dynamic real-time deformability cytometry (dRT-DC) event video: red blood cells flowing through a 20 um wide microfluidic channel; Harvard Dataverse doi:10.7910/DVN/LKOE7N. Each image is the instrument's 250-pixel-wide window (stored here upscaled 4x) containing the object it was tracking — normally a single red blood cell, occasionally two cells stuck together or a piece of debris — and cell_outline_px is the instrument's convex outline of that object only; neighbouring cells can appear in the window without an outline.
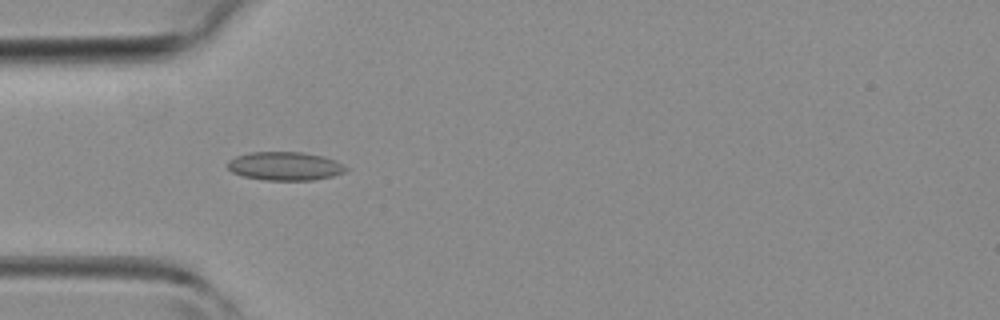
{"species": "common noctule bat (a hibernating species)", "species_latin": "Nyctalus noctula", "temperature_condition": "room temperature", "stored_images_in_passage": 42, "camera_frame_rate_fps": 3000, "um_per_image_px": 0.085, "animal": {"sex": "female", "body_mass_g": 19.3, "forearm_length_mm": 54.1}, "frame": {"image": 1, "passage_image": 12, "time_ms": 3.667, "image_size_px": [1000, 320], "cell_outline_px": [[348, 168], [344, 172], [332, 176], [312, 180], [264, 180], [244, 176], [232, 172], [228, 168], [228, 160], [236, 156], [248, 152], [300, 152], [324, 156], [336, 160]], "centroid_in_image_um": [24.22, 14.11], "position_along_channel_um": 60.8, "area_um2": 19.65}}
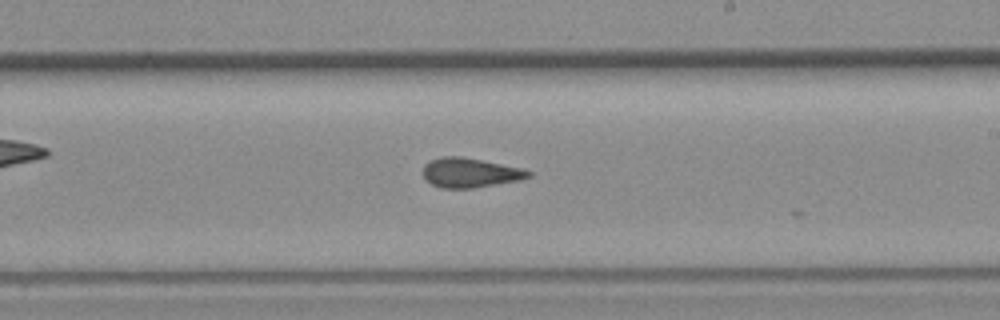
{"frame": {"image": 2, "passage_image": 24, "time_ms": 7.667, "image_size_px": [1000, 320], "cell_outline_px": [[532, 176], [520, 180], [472, 188], [440, 188], [424, 180], [424, 164], [428, 160], [440, 156], [460, 156], [524, 168], [532, 172]], "centroid_in_image_um": [39.95, 14.67], "position_along_channel_um": 249.1, "area_um2": 18.32}}
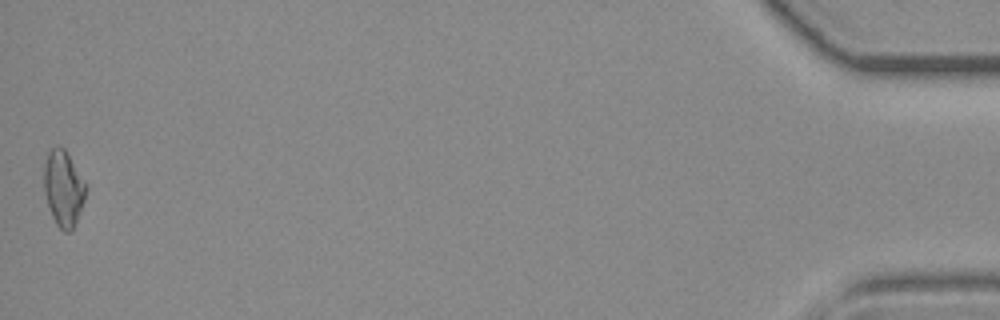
{"frame": {"image": 3, "passage_image": 42, "time_ms": 13.667, "image_size_px": [1000, 320], "cell_outline_px": [[88, 188], [84, 200], [72, 232], [64, 232], [56, 224], [52, 216], [44, 192], [44, 164], [48, 152], [56, 144], [60, 144], [64, 148]], "centroid_in_image_um": [5.38, 16.0], "position_along_channel_um": 429.8, "area_um2": 18.44}}